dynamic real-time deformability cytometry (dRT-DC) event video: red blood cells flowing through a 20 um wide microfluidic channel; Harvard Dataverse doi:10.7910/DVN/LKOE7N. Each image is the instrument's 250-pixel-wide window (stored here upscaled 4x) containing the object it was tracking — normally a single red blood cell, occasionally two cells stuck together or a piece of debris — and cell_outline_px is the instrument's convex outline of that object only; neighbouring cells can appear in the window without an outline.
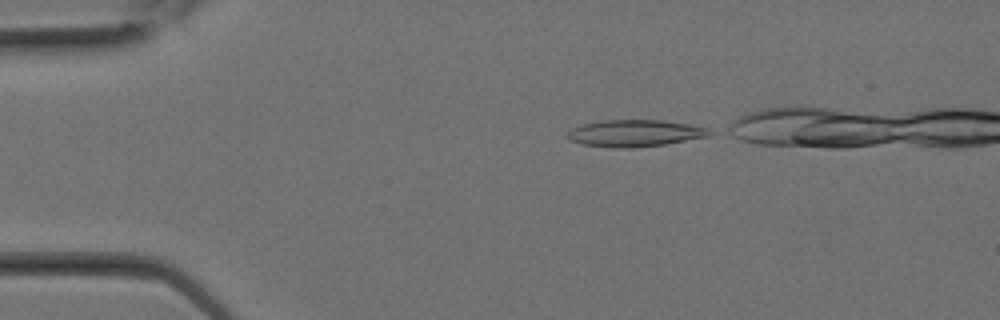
{"species": "Egyptian fruit bat (a non-hibernating species)", "species_latin": "Rousettus aegyptiacus", "temperature_condition": "room temperature", "stored_images_in_passage": 5, "camera_frame_rate_fps": 3000, "um_per_image_px": 0.085, "animal": {"sex": "female"}, "frame": {"image": 1, "passage_image": 1, "time_ms": 0.0, "image_size_px": [1000, 320], "cell_outline_px": [[716, 132], [708, 136], [664, 144], [632, 148], [612, 148], [584, 144], [568, 140], [568, 132], [572, 128], [584, 124], [604, 120], [664, 120], [688, 124], [708, 128]], "centroid_in_image_um": [53.99, 11.32], "position_along_channel_um": 31.0, "area_um2": 22.14}}